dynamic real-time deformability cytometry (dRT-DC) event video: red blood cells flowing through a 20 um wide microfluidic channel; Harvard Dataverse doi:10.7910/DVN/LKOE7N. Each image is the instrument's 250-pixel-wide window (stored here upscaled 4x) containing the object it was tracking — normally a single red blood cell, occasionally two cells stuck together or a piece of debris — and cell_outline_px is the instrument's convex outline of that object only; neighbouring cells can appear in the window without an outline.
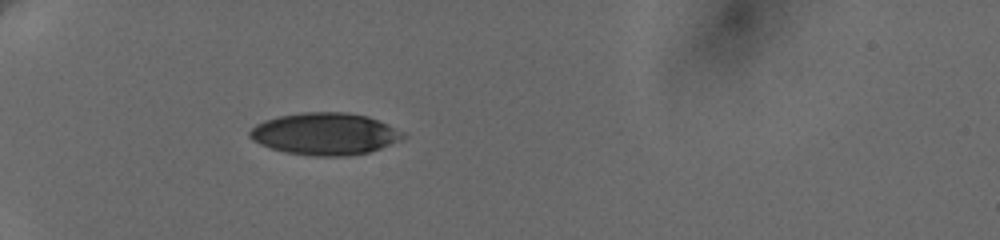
{"species": "human", "species_latin": "Homo sapiens", "temperature_condition": "cold", "stored_images_in_passage": 3, "camera_frame_rate_fps": 3000, "um_per_image_px": 0.085, "donor": {"sex": "female"}, "frame": {"image": 1, "passage_image": 1, "time_ms": 0.0, "image_size_px": [1000, 240], "cell_outline_px": [[408, 136], [380, 148], [368, 152], [348, 156], [316, 156], [284, 152], [260, 144], [252, 140], [248, 136], [248, 132], [256, 124], [264, 120], [280, 116], [304, 112], [348, 112], [368, 116], [388, 124], [404, 132]], "centroid_in_image_um": [27.62, 11.37], "position_along_channel_um": 57.4, "area_um2": 37.57}}
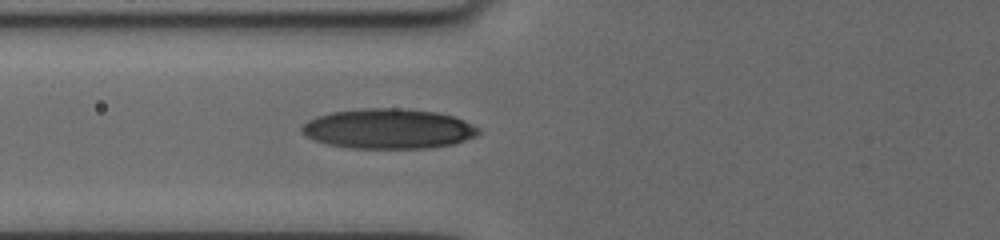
{"frame": {"image": 2, "passage_image": 3, "time_ms": 1.667, "image_size_px": [1000, 240], "cell_outline_px": [[480, 132], [476, 136], [452, 144], [428, 148], [348, 148], [328, 144], [316, 140], [300, 132], [300, 128], [308, 120], [316, 116], [332, 112], [360, 108], [396, 108], [436, 112], [452, 116], [464, 120], [480, 128]], "centroid_in_image_um": [33.0, 10.94], "position_along_channel_um": 92.8, "area_um2": 41.1}}